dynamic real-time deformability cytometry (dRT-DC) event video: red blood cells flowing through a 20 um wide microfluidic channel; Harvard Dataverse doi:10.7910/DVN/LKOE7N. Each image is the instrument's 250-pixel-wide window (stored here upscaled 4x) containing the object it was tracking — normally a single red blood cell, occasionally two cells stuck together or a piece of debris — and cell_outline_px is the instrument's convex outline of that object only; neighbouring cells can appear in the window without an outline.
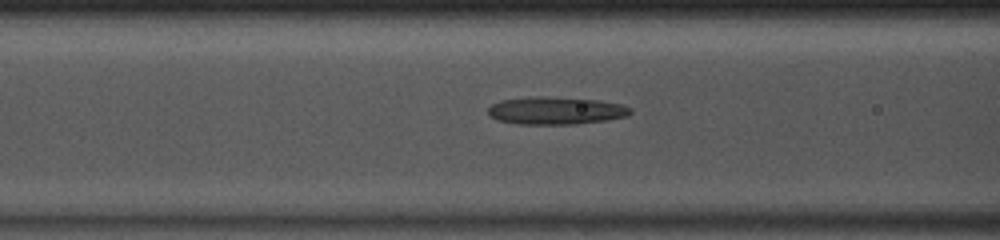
{"species": "common noctule bat (a hibernating species)", "species_latin": "Nyctalus noctula", "temperature_condition": "room temperature", "stored_images_in_passage": 43, "camera_frame_rate_fps": 3000, "um_per_image_px": 0.085, "animal": {"sex": "male", "body_mass_g": 13.0, "forearm_length_mm": 53.1}, "frame": {"image": 1, "passage_image": 14, "time_ms": 4.333, "image_size_px": [1000, 240], "cell_outline_px": [[632, 112], [628, 116], [608, 120], [576, 124], [520, 124], [496, 120], [488, 112], [488, 108], [492, 104], [500, 100], [532, 96], [544, 96], [600, 100], [624, 104], [632, 108]], "centroid_in_image_um": [47.29, 9.39], "position_along_channel_um": 119.3, "area_um2": 23.18}}
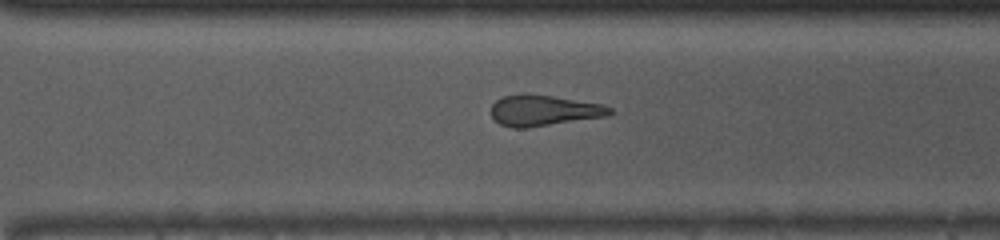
{"frame": {"image": 2, "passage_image": 29, "time_ms": 9.333, "image_size_px": [1000, 240], "cell_outline_px": [[616, 112], [608, 116], [528, 128], [512, 128], [500, 124], [492, 116], [492, 104], [496, 100], [504, 96], [552, 96], [600, 104], [612, 108]], "centroid_in_image_um": [46.27, 9.43], "position_along_channel_um": 324.3, "area_um2": 20.81}}
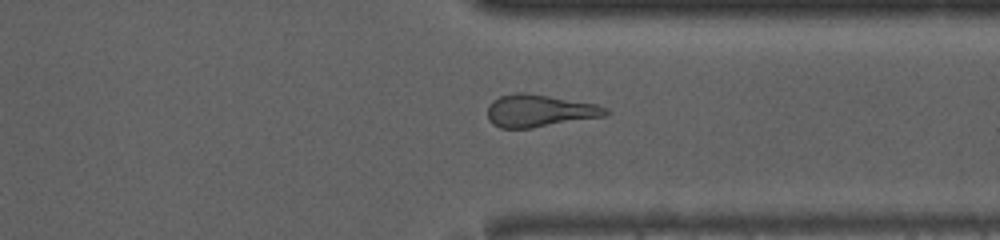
{"frame": {"image": 3, "passage_image": 32, "time_ms": 10.333, "image_size_px": [1000, 240], "cell_outline_px": [[608, 112], [604, 116], [532, 128], [500, 128], [492, 124], [488, 120], [488, 104], [492, 100], [500, 96], [516, 92], [524, 92], [596, 104], [608, 108]], "centroid_in_image_um": [45.8, 9.42], "position_along_channel_um": 365.6, "area_um2": 22.2}, "authors_computed_cell_mechanics": {"area_um2": 22.542, "velocity_mm_per_s": 4.1107, "shape_relaxation_time_tau1_ms": null, "shape_relaxation_time_tau2_ms": 2.9031, "deformation_change_tau1": null, "deformation_change_tau2": 0.1462}}